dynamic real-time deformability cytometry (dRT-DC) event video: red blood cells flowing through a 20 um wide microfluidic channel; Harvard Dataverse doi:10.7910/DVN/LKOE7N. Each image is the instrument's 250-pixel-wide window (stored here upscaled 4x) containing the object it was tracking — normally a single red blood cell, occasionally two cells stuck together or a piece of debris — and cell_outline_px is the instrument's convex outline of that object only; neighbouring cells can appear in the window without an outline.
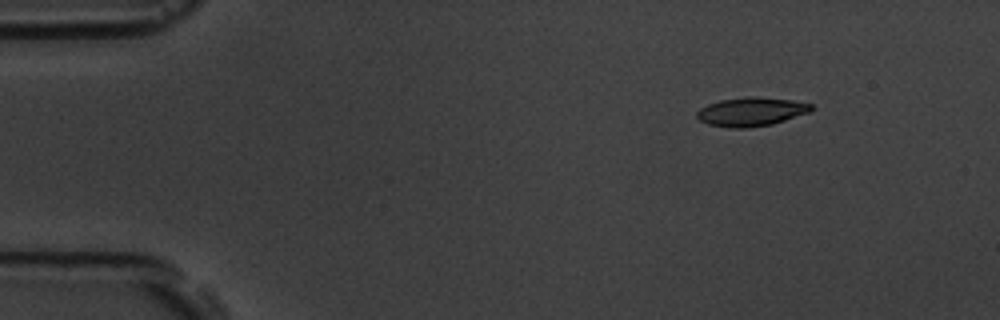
{"species": "common noctule bat (a hibernating species)", "species_latin": "Nyctalus noctula", "temperature_condition": "room temperature", "stored_images_in_passage": 48, "camera_frame_rate_fps": 3000, "um_per_image_px": 0.085, "animal": {"sex": "male", "body_mass_g": 19.5, "forearm_length_mm": 54.6}, "frame": {"image": 1, "passage_image": 1, "time_ms": 0.0, "image_size_px": [1000, 320], "cell_outline_px": [[816, 108], [808, 112], [772, 124], [744, 128], [728, 128], [708, 124], [700, 120], [696, 116], [696, 112], [700, 108], [708, 104], [720, 100], [752, 96], [792, 100], [812, 104]], "centroid_in_image_um": [63.84, 9.49], "position_along_channel_um": 21.2, "area_um2": 19.07}}
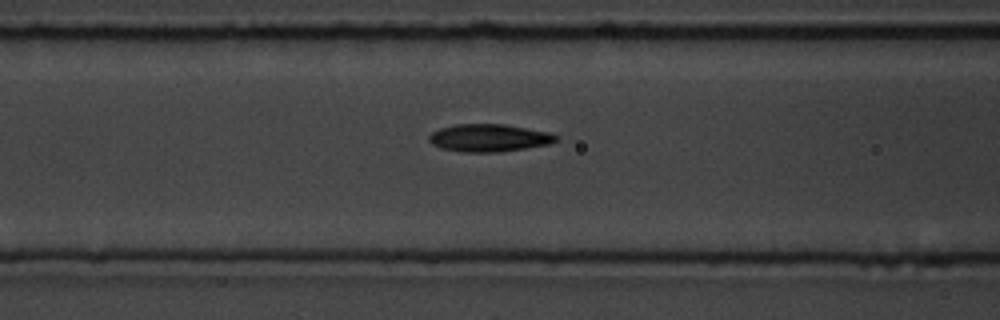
{"frame": {"image": 2, "passage_image": 16, "time_ms": 5.0, "image_size_px": [1000, 320], "cell_outline_px": [[560, 140], [548, 144], [500, 152], [464, 152], [440, 148], [432, 144], [428, 140], [428, 136], [432, 132], [440, 128], [456, 124], [504, 124], [548, 132], [560, 136]], "centroid_in_image_um": [41.56, 11.72], "position_along_channel_um": 125.0, "area_um2": 20.46}}
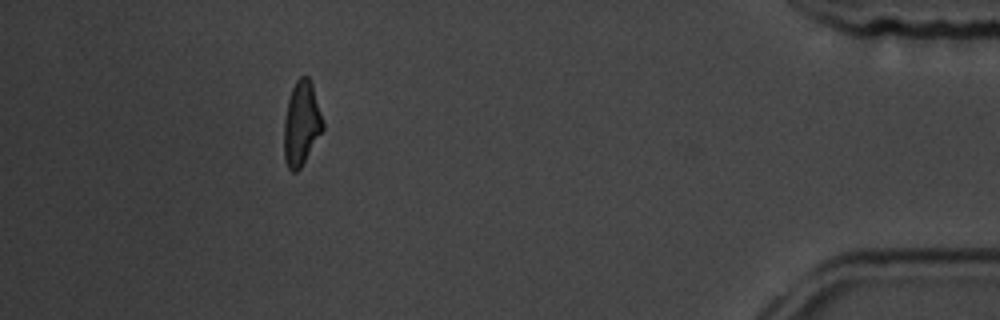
{"frame": {"image": 3, "passage_image": 43, "time_ms": 14.0, "image_size_px": [1000, 320], "cell_outline_px": [[324, 128], [300, 168], [296, 172], [292, 172], [288, 168], [284, 160], [284, 120], [288, 100], [292, 88], [296, 80], [300, 76], [308, 76], [312, 84], [324, 124]], "centroid_in_image_um": [25.61, 10.5], "position_along_channel_um": 409.6, "area_um2": 18.9}, "authors_computed_cell_mechanics": {"area_um2": 19.652, "velocity_mm_per_s": 3.7907, "shape_relaxation_time_tau1_ms": 5.0842, "shape_relaxation_time_tau2_ms": 3.4005, "deformation_change_tau1": 0.1684, "deformation_change_tau2": 0.1162}}